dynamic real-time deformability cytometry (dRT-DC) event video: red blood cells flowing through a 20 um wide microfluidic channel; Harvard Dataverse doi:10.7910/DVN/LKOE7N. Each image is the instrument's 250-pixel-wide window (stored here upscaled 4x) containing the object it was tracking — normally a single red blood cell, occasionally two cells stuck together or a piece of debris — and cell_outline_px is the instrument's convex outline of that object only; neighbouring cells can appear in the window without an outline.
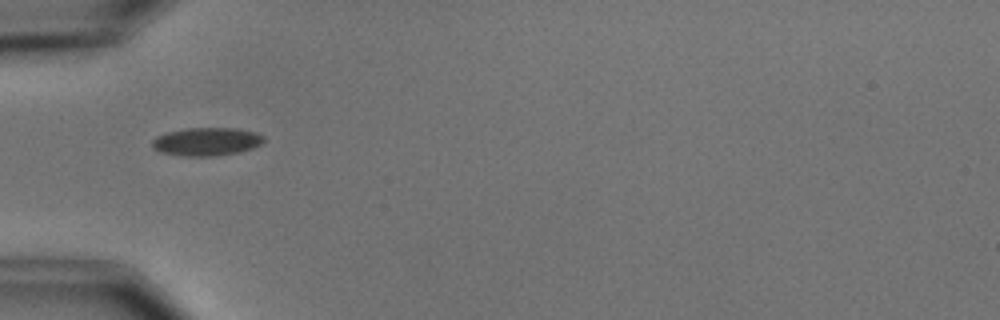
{"species": "common noctule bat (a hibernating species)", "species_latin": "Nyctalus noctula", "temperature_condition": "cold", "stored_images_in_passage": 5, "camera_frame_rate_fps": 3000, "um_per_image_px": 0.085, "animal": {"sex": "male", "body_mass_g": 15.6}, "frame": {"image": 1, "passage_image": 2, "time_ms": 1.333, "image_size_px": [1000, 320], "cell_outline_px": [[264, 140], [260, 144], [252, 148], [236, 152], [216, 156], [184, 156], [160, 152], [152, 144], [152, 140], [156, 136], [168, 132], [184, 128], [236, 128], [256, 132], [264, 136]], "centroid_in_image_um": [17.56, 12.03], "position_along_channel_um": 67.4, "area_um2": 18.21}}
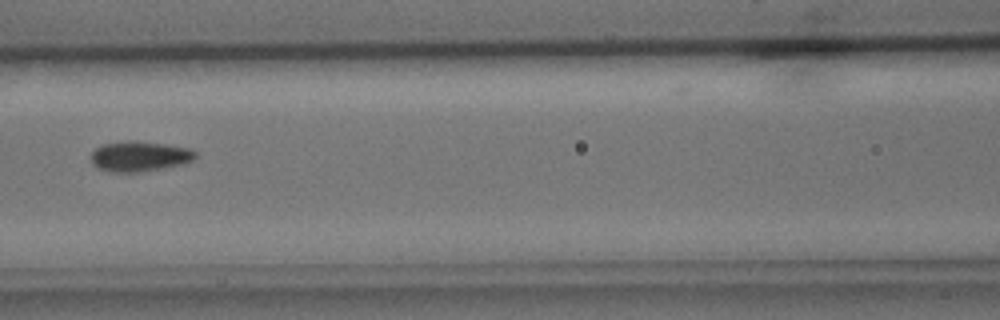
{"frame": {"image": 2, "passage_image": 4, "time_ms": 3.667, "image_size_px": [1000, 320], "cell_outline_px": [[196, 156], [192, 160], [184, 164], [164, 168], [140, 172], [112, 172], [96, 168], [92, 164], [92, 152], [96, 148], [104, 144], [128, 140], [132, 140], [164, 144], [188, 148], [196, 152]], "centroid_in_image_um": [11.85, 13.29], "position_along_channel_um": 154.7, "area_um2": 18.38}}